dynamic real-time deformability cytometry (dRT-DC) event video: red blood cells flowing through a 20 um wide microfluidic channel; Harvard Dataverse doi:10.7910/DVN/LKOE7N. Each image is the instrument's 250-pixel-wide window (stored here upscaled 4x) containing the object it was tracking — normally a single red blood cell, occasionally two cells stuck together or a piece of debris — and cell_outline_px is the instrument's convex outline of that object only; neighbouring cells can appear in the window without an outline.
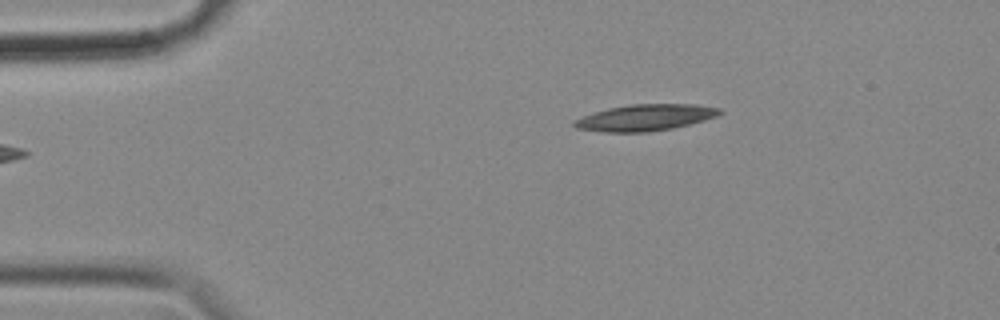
{"species": "common noctule bat (a hibernating species)", "species_latin": "Nyctalus noctula", "temperature_condition": "cold", "stored_images_in_passage": 49, "camera_frame_rate_fps": 3000, "um_per_image_px": 0.085, "animal": {"sex": "female", "body_mass_g": 18.4}, "frame": {"image": 1, "passage_image": 1, "time_ms": 0.0, "image_size_px": [1000, 320], "cell_outline_px": [[720, 112], [716, 116], [704, 120], [672, 128], [648, 132], [608, 132], [576, 128], [572, 124], [572, 120], [608, 108], [632, 104], [696, 104], [720, 108]], "centroid_in_image_um": [54.83, 9.99], "position_along_channel_um": 30.2, "area_um2": 22.08}}
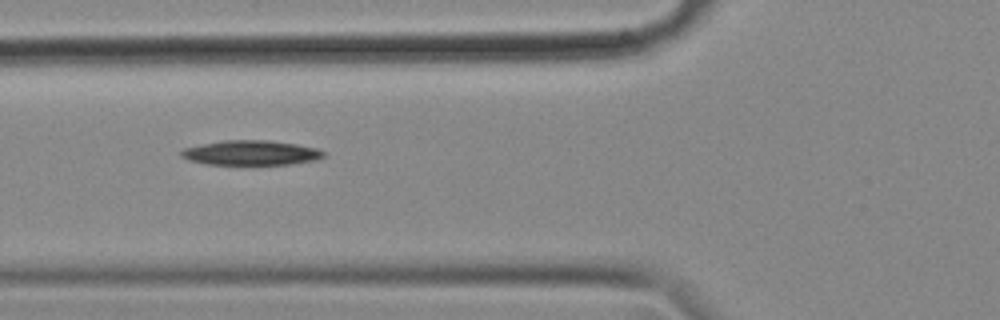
{"frame": {"image": 2, "passage_image": 12, "time_ms": 3.667, "image_size_px": [1000, 320], "cell_outline_px": [[324, 156], [316, 160], [288, 164], [208, 164], [192, 160], [180, 156], [180, 152], [184, 148], [224, 140], [268, 140], [296, 144], [316, 148], [324, 152]], "centroid_in_image_um": [21.35, 12.98], "position_along_channel_um": 104.4, "area_um2": 20.17}}
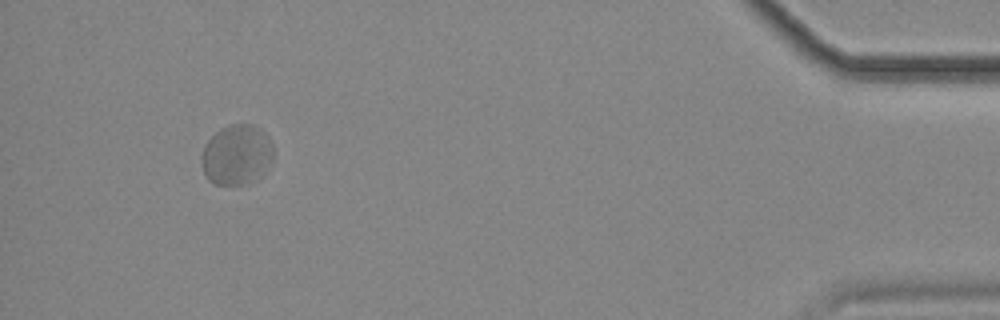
{"frame": {"image": 3, "passage_image": 45, "time_ms": 14.667, "image_size_px": [1000, 320], "cell_outline_px": [[272, 164], [252, 184], [212, 184], [204, 176], [200, 164], [200, 156], [208, 140], [220, 128], [228, 124], [252, 124], [264, 132], [268, 136], [272, 144]], "centroid_in_image_um": [20.1, 13.18], "position_along_channel_um": 415.1, "area_um2": 25.66}}